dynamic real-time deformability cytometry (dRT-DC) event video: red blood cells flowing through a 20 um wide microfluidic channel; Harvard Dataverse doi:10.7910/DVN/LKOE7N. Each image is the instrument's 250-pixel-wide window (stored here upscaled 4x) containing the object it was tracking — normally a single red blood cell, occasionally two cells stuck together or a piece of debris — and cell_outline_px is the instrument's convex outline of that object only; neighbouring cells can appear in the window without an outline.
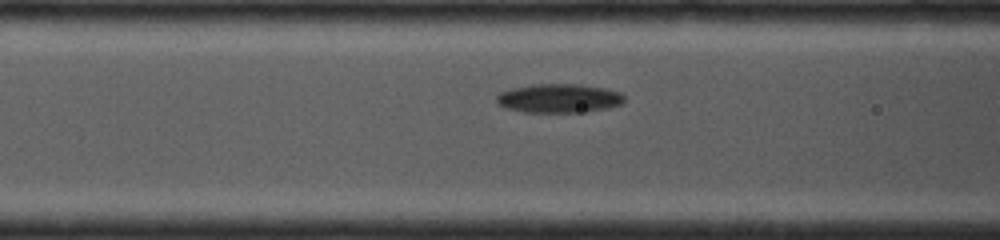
{"species": "common noctule bat (a hibernating species)", "species_latin": "Nyctalus noctula", "temperature_condition": "cold", "stored_images_in_passage": 4, "segment_of_instrument_passage": [2, 2], "camera_frame_rate_fps": 4000, "um_per_image_px": 0.085, "animal": {"sex": "female", "body_mass_g": 19.0, "forearm_length_mm": 53.3}, "frame": {"image": 1, "passage_image": 4, "time_ms": 2.25, "image_size_px": [1000, 240], "cell_outline_px": [[624, 100], [620, 104], [608, 108], [576, 112], [524, 112], [504, 108], [496, 104], [496, 96], [500, 92], [512, 88], [536, 84], [580, 84], [604, 88], [620, 92], [624, 96]], "centroid_in_image_um": [47.46, 8.35], "position_along_channel_um": 119.1, "area_um2": 21.5}}